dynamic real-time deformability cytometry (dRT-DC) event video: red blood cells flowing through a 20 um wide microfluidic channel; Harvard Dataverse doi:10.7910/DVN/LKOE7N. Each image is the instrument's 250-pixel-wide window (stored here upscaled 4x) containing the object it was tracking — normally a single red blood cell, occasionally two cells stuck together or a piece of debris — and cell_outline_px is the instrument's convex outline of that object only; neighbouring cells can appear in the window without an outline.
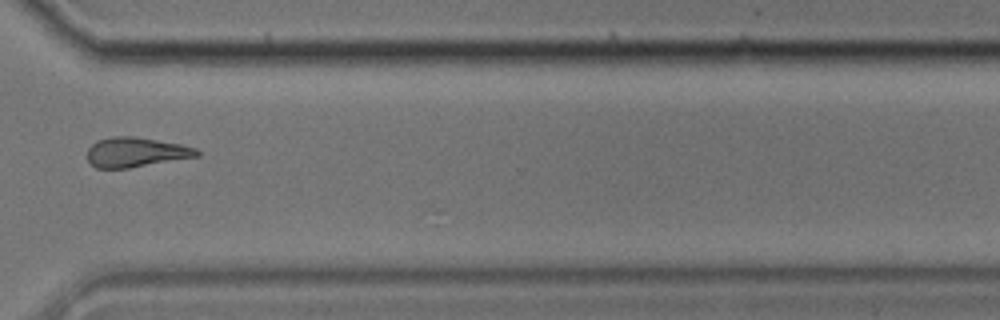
{"species": "common noctule bat (a hibernating species)", "species_latin": "Nyctalus noctula", "temperature_condition": "cold", "stored_images_in_passage": 12, "camera_frame_rate_fps": 3000, "um_per_image_px": 0.085, "animal": {"sex": "male", "body_mass_g": 17.9}, "frame": {"image": 1, "passage_image": 10, "time_ms": 3.0, "image_size_px": [1000, 320], "cell_outline_px": [[200, 156], [128, 168], [96, 168], [88, 160], [88, 148], [96, 140], [112, 136], [136, 136], [180, 144], [196, 148], [200, 152]], "centroid_in_image_um": [11.55, 12.93], "position_along_channel_um": 359.0, "area_um2": 19.02}}